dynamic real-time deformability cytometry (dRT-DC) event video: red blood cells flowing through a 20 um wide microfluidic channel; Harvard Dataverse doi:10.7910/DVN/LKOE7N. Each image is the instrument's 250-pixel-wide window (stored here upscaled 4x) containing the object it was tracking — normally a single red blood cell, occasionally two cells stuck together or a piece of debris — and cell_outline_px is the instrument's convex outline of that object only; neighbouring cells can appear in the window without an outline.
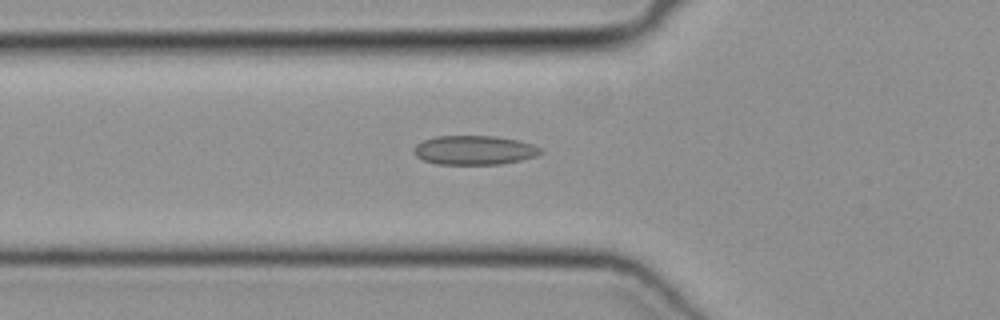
{"species": "common noctule bat (a hibernating species)", "species_latin": "Nyctalus noctula", "temperature_condition": "cold", "stored_images_in_passage": 37, "camera_frame_rate_fps": 3000, "um_per_image_px": 0.085, "animal": {"sex": "female", "body_mass_g": 19.3, "forearm_length_mm": 54.1}, "frame": {"image": 1, "passage_image": 4, "time_ms": 1.0, "image_size_px": [1000, 320], "cell_outline_px": [[544, 152], [536, 156], [520, 160], [500, 164], [436, 164], [424, 160], [416, 156], [416, 144], [424, 140], [436, 136], [496, 136], [516, 140], [532, 144], [540, 148]], "centroid_in_image_um": [40.34, 12.76], "position_along_channel_um": 85.5, "area_um2": 21.33}}
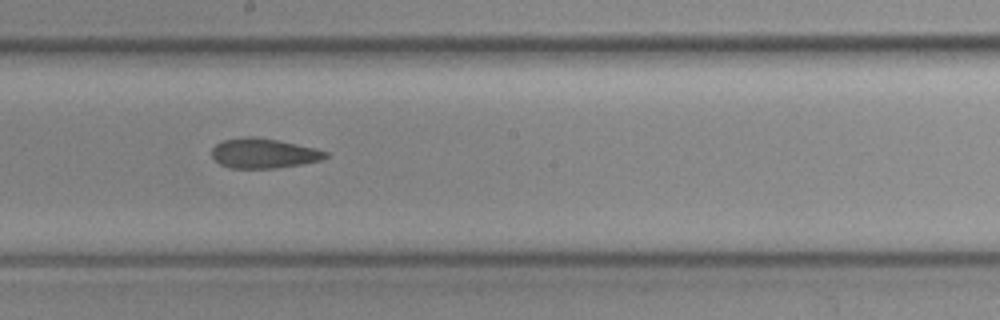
{"frame": {"image": 2, "passage_image": 14, "time_ms": 4.333, "image_size_px": [1000, 320], "cell_outline_px": [[328, 156], [320, 160], [300, 164], [276, 168], [232, 168], [220, 164], [212, 156], [212, 148], [216, 144], [224, 140], [240, 136], [256, 136], [316, 148], [328, 152]], "centroid_in_image_um": [22.39, 13.02], "position_along_channel_um": 225.8, "area_um2": 19.71}}
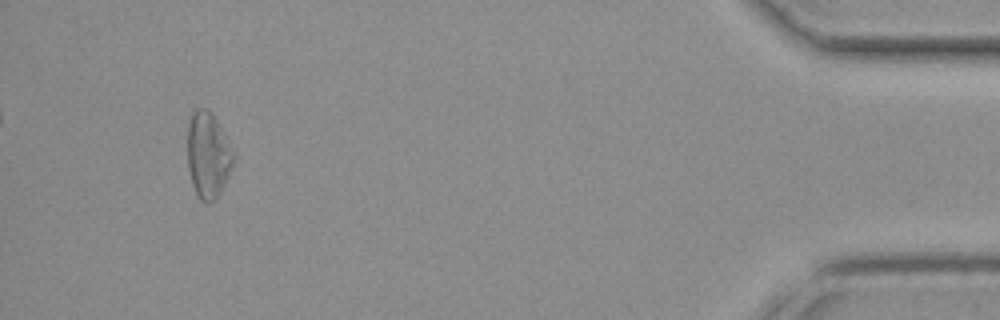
{"frame": {"image": 3, "passage_image": 33, "time_ms": 10.667, "image_size_px": [1000, 320], "cell_outline_px": [[232, 168], [216, 200], [208, 204], [200, 200], [196, 196], [192, 184], [188, 168], [188, 124], [192, 112], [196, 108], [208, 108], [212, 112], [232, 152]], "centroid_in_image_um": [17.64, 13.21], "position_along_channel_um": 417.6, "area_um2": 22.72}}